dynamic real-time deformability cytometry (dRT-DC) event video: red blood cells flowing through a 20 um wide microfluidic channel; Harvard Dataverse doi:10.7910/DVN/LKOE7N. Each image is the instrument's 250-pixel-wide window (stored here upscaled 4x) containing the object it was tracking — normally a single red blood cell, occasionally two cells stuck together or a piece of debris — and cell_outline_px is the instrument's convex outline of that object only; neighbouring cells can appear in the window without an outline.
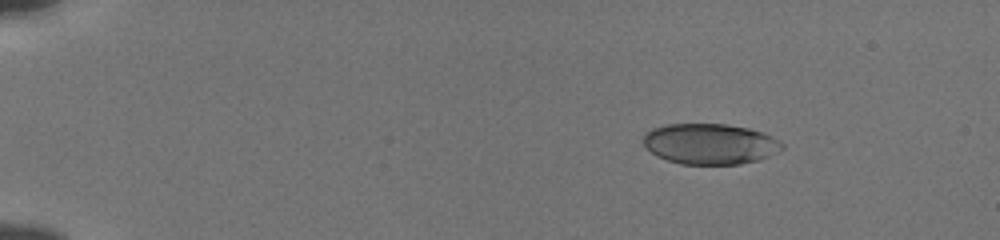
{"species": "human", "species_latin": "Homo sapiens", "temperature_condition": "cold", "stored_images_in_passage": 48, "camera_frame_rate_fps": 3000, "um_per_image_px": 0.085, "donor": {"sex": "male"}, "frame": {"image": 1, "passage_image": 2, "time_ms": 0.333, "image_size_px": [1000, 240], "cell_outline_px": [[784, 148], [760, 160], [740, 164], [680, 164], [656, 156], [644, 148], [644, 132], [652, 128], [664, 124], [728, 124], [748, 128], [760, 132], [780, 140], [784, 144]], "centroid_in_image_um": [60.32, 12.23], "position_along_channel_um": 24.7, "area_um2": 33.12}}
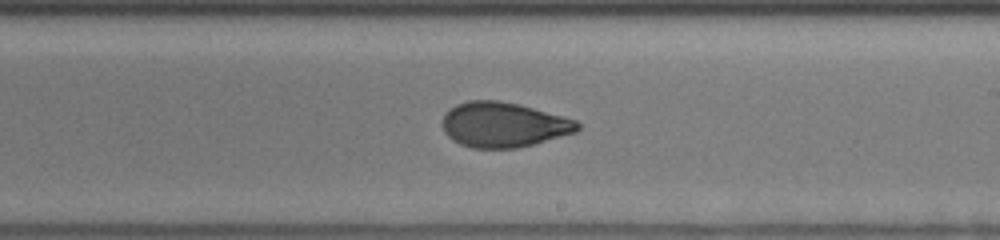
{"frame": {"image": 2, "passage_image": 28, "time_ms": 9.0, "image_size_px": [1000, 240], "cell_outline_px": [[580, 128], [576, 132], [532, 144], [516, 148], [472, 148], [460, 144], [452, 140], [444, 132], [440, 124], [444, 112], [456, 104], [468, 100], [496, 100], [520, 104], [576, 120], [580, 124]], "centroid_in_image_um": [42.74, 10.59], "position_along_channel_um": 246.3, "area_um2": 35.6}}
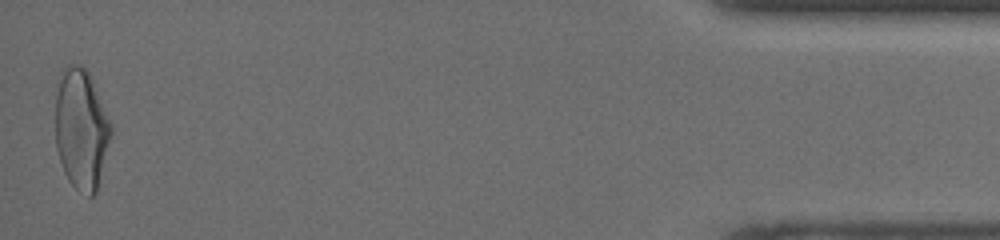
{"frame": {"image": 3, "passage_image": 48, "time_ms": 15.667, "image_size_px": [1000, 240], "cell_outline_px": [[112, 132], [96, 192], [92, 196], [88, 196], [76, 188], [68, 180], [64, 172], [56, 148], [56, 92], [64, 68], [68, 64], [80, 64], [88, 72], [92, 80], [112, 124]], "centroid_in_image_um": [6.91, 10.97], "position_along_channel_um": 428.3, "area_um2": 38.67}, "authors_computed_cell_mechanics": {"area_um2": 35.6337, "velocity_mm_per_s": 3.8435, "shape_relaxation_time_tau1_ms": 4.7928, "shape_relaxation_time_tau2_ms": 1.605, "deformation_change_tau1": 0.1559, "deformation_change_tau2": 0.0677}}